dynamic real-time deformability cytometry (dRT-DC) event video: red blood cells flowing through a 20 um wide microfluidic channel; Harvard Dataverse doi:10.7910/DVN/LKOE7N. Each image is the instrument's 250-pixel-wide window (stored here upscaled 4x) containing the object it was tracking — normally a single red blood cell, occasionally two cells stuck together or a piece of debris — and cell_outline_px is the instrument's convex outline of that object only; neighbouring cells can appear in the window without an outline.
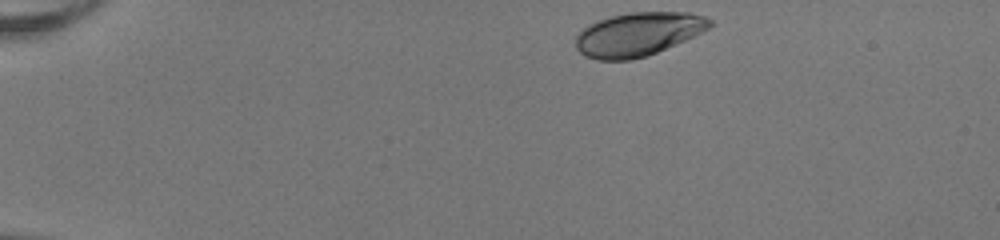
{"species": "human", "species_latin": "Homo sapiens", "temperature_condition": "room temperature", "stored_images_in_passage": 43, "camera_frame_rate_fps": 3000, "um_per_image_px": 0.085, "donor": {"sex": "female"}, "frame": {"image": 1, "passage_image": 1, "time_ms": 0.0, "image_size_px": [1000, 240], "cell_outline_px": [[716, 24], [676, 44], [648, 56], [632, 60], [596, 60], [584, 56], [576, 48], [576, 36], [588, 24], [612, 16], [628, 12], [688, 12], [704, 16], [712, 20]], "centroid_in_image_um": [54.24, 2.91], "position_along_channel_um": 30.8, "area_um2": 34.1}}
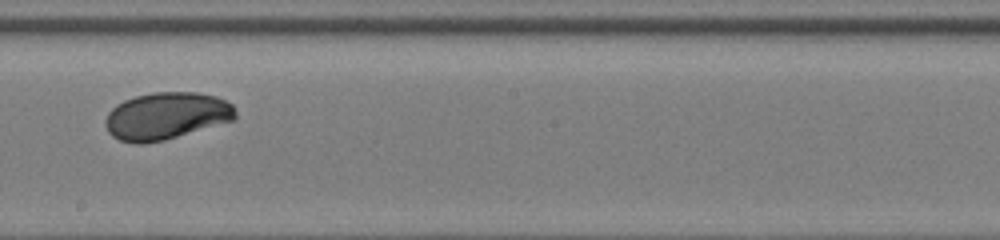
{"frame": {"image": 2, "passage_image": 23, "time_ms": 7.333, "image_size_px": [1000, 240], "cell_outline_px": [[236, 120], [164, 140], [144, 144], [136, 144], [120, 140], [112, 136], [108, 132], [104, 124], [104, 120], [108, 112], [116, 104], [124, 100], [136, 96], [156, 92], [196, 92], [216, 96], [232, 104], [236, 112]], "centroid_in_image_um": [14.13, 9.86], "position_along_channel_um": 234.1, "area_um2": 36.01}}
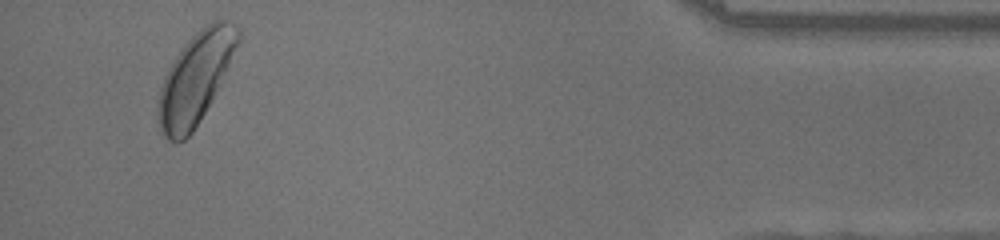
{"frame": {"image": 3, "passage_image": 41, "time_ms": 13.333, "image_size_px": [1000, 240], "cell_outline_px": [[240, 40], [212, 100], [200, 120], [192, 132], [184, 140], [176, 144], [168, 140], [160, 132], [156, 112], [160, 88], [164, 76], [168, 68], [176, 56], [192, 36], [196, 32], [212, 20], [224, 20], [236, 24], [240, 28]], "centroid_in_image_um": [16.59, 6.68], "position_along_channel_um": 418.6, "area_um2": 42.02}, "authors_computed_cell_mechanics": {"area_um2": 35.3736, "velocity_mm_per_s": 3.9897, "shape_relaxation_time_tau1_ms": 3.0017, "shape_relaxation_time_tau2_ms": null, "deformation_change_tau1": 0.1471, "deformation_change_tau2": null}}